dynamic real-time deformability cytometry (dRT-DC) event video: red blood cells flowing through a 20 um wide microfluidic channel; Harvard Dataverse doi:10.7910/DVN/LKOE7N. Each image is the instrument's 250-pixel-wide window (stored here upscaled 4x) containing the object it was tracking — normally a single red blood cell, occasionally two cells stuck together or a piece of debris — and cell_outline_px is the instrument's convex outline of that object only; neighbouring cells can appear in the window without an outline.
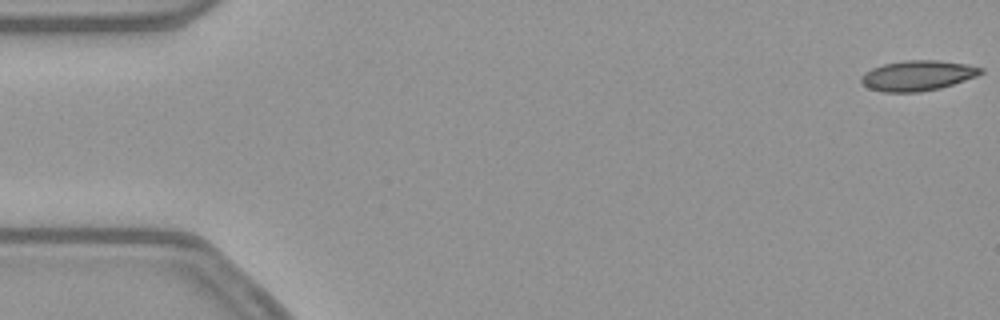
{"species": "common noctule bat (a hibernating species)", "species_latin": "Nyctalus noctula", "temperature_condition": "warm", "stored_images_in_passage": 11, "camera_frame_rate_fps": 3000, "um_per_image_px": 0.085, "animal": {"sex": "female", "body_mass_g": 21.9}, "frame": {"image": 1, "passage_image": 1, "time_ms": 0.0, "image_size_px": [1000, 320], "cell_outline_px": [[984, 72], [976, 76], [940, 88], [920, 92], [884, 92], [868, 88], [860, 80], [860, 76], [864, 72], [872, 68], [884, 64], [904, 60], [936, 60], [968, 64], [984, 68]], "centroid_in_image_um": [77.99, 6.42], "position_along_channel_um": 7.0, "area_um2": 21.1}}